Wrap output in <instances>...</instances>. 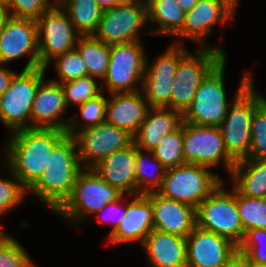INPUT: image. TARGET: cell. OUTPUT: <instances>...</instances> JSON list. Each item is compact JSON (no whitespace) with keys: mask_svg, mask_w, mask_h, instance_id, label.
<instances>
[{"mask_svg":"<svg viewBox=\"0 0 266 267\" xmlns=\"http://www.w3.org/2000/svg\"><path fill=\"white\" fill-rule=\"evenodd\" d=\"M66 134L54 128L16 130L7 148L11 174L29 189L48 167L49 152Z\"/></svg>","mask_w":266,"mask_h":267,"instance_id":"6da1fadb","label":"cell"},{"mask_svg":"<svg viewBox=\"0 0 266 267\" xmlns=\"http://www.w3.org/2000/svg\"><path fill=\"white\" fill-rule=\"evenodd\" d=\"M76 144L66 134L49 152L48 167L28 189L56 211L71 195L76 176L81 171Z\"/></svg>","mask_w":266,"mask_h":267,"instance_id":"7a4b0ae2","label":"cell"},{"mask_svg":"<svg viewBox=\"0 0 266 267\" xmlns=\"http://www.w3.org/2000/svg\"><path fill=\"white\" fill-rule=\"evenodd\" d=\"M245 74L230 113L227 111L225 119L218 126L225 150L235 162L249 157L253 114L266 100L255 93L251 75Z\"/></svg>","mask_w":266,"mask_h":267,"instance_id":"3957f363","label":"cell"},{"mask_svg":"<svg viewBox=\"0 0 266 267\" xmlns=\"http://www.w3.org/2000/svg\"><path fill=\"white\" fill-rule=\"evenodd\" d=\"M207 168L185 163L166 169L162 184L156 192L196 209L222 182Z\"/></svg>","mask_w":266,"mask_h":267,"instance_id":"277c9868","label":"cell"},{"mask_svg":"<svg viewBox=\"0 0 266 267\" xmlns=\"http://www.w3.org/2000/svg\"><path fill=\"white\" fill-rule=\"evenodd\" d=\"M88 170L78 173L71 195L55 211L73 222L80 218L83 220L86 212L104 211L108 203L124 195L117 188L106 183L93 168Z\"/></svg>","mask_w":266,"mask_h":267,"instance_id":"5b68a950","label":"cell"},{"mask_svg":"<svg viewBox=\"0 0 266 267\" xmlns=\"http://www.w3.org/2000/svg\"><path fill=\"white\" fill-rule=\"evenodd\" d=\"M223 183L196 208V225L230 240L237 247L244 237L236 204V189L225 192Z\"/></svg>","mask_w":266,"mask_h":267,"instance_id":"8992f818","label":"cell"},{"mask_svg":"<svg viewBox=\"0 0 266 267\" xmlns=\"http://www.w3.org/2000/svg\"><path fill=\"white\" fill-rule=\"evenodd\" d=\"M223 58L202 80L190 106L183 113V122L195 125L219 126L227 115Z\"/></svg>","mask_w":266,"mask_h":267,"instance_id":"52a82bcc","label":"cell"},{"mask_svg":"<svg viewBox=\"0 0 266 267\" xmlns=\"http://www.w3.org/2000/svg\"><path fill=\"white\" fill-rule=\"evenodd\" d=\"M197 53V56L187 53L179 61L168 108L184 113L202 80L226 57L224 50L217 47H208Z\"/></svg>","mask_w":266,"mask_h":267,"instance_id":"ba28073f","label":"cell"},{"mask_svg":"<svg viewBox=\"0 0 266 267\" xmlns=\"http://www.w3.org/2000/svg\"><path fill=\"white\" fill-rule=\"evenodd\" d=\"M46 68L37 67L15 74L8 89L0 97V120L12 131L29 128L36 90L43 81Z\"/></svg>","mask_w":266,"mask_h":267,"instance_id":"9c48e42d","label":"cell"},{"mask_svg":"<svg viewBox=\"0 0 266 267\" xmlns=\"http://www.w3.org/2000/svg\"><path fill=\"white\" fill-rule=\"evenodd\" d=\"M77 122L69 121L66 132L71 135L78 145L79 160L93 159L87 169L93 168L113 152L128 147L133 142V136L126 130L103 122L101 124L75 131ZM78 132V133H77ZM95 158V159H94Z\"/></svg>","mask_w":266,"mask_h":267,"instance_id":"30bf717a","label":"cell"},{"mask_svg":"<svg viewBox=\"0 0 266 267\" xmlns=\"http://www.w3.org/2000/svg\"><path fill=\"white\" fill-rule=\"evenodd\" d=\"M183 157L185 163L209 168L218 165L220 160L224 159L229 172L236 164L226 152L223 137L217 126L183 122Z\"/></svg>","mask_w":266,"mask_h":267,"instance_id":"8fae6325","label":"cell"},{"mask_svg":"<svg viewBox=\"0 0 266 267\" xmlns=\"http://www.w3.org/2000/svg\"><path fill=\"white\" fill-rule=\"evenodd\" d=\"M39 67L47 68L50 59L75 49L80 35L67 12L53 5L37 20ZM76 33V34H75ZM75 34V35H74ZM42 38V39H41Z\"/></svg>","mask_w":266,"mask_h":267,"instance_id":"7c38bea8","label":"cell"},{"mask_svg":"<svg viewBox=\"0 0 266 267\" xmlns=\"http://www.w3.org/2000/svg\"><path fill=\"white\" fill-rule=\"evenodd\" d=\"M110 61L105 77L108 90L112 93L136 92L131 88L142 80L146 58L140 41L110 44Z\"/></svg>","mask_w":266,"mask_h":267,"instance_id":"4fadbf2b","label":"cell"},{"mask_svg":"<svg viewBox=\"0 0 266 267\" xmlns=\"http://www.w3.org/2000/svg\"><path fill=\"white\" fill-rule=\"evenodd\" d=\"M146 20V5L122 2L103 11L94 36L107 45L139 41L136 33Z\"/></svg>","mask_w":266,"mask_h":267,"instance_id":"5bb4252c","label":"cell"},{"mask_svg":"<svg viewBox=\"0 0 266 267\" xmlns=\"http://www.w3.org/2000/svg\"><path fill=\"white\" fill-rule=\"evenodd\" d=\"M176 46H170L150 68L146 66V60L142 85L147 104L151 108L169 106L179 61L188 53L181 44Z\"/></svg>","mask_w":266,"mask_h":267,"instance_id":"9a60e30c","label":"cell"},{"mask_svg":"<svg viewBox=\"0 0 266 267\" xmlns=\"http://www.w3.org/2000/svg\"><path fill=\"white\" fill-rule=\"evenodd\" d=\"M32 54L24 70L39 67L37 21L10 17L0 33V64Z\"/></svg>","mask_w":266,"mask_h":267,"instance_id":"2e32d148","label":"cell"},{"mask_svg":"<svg viewBox=\"0 0 266 267\" xmlns=\"http://www.w3.org/2000/svg\"><path fill=\"white\" fill-rule=\"evenodd\" d=\"M187 267H226L237 246L197 225L186 237Z\"/></svg>","mask_w":266,"mask_h":267,"instance_id":"e0dca14e","label":"cell"},{"mask_svg":"<svg viewBox=\"0 0 266 267\" xmlns=\"http://www.w3.org/2000/svg\"><path fill=\"white\" fill-rule=\"evenodd\" d=\"M153 207L154 229L186 238L196 226L193 206L165 198L156 191L147 193Z\"/></svg>","mask_w":266,"mask_h":267,"instance_id":"ac0fdd59","label":"cell"},{"mask_svg":"<svg viewBox=\"0 0 266 267\" xmlns=\"http://www.w3.org/2000/svg\"><path fill=\"white\" fill-rule=\"evenodd\" d=\"M66 108L61 84L57 81L47 83L42 81L35 93L31 109L32 125L29 124V128H54L66 131L69 122L59 121Z\"/></svg>","mask_w":266,"mask_h":267,"instance_id":"d6986e66","label":"cell"},{"mask_svg":"<svg viewBox=\"0 0 266 267\" xmlns=\"http://www.w3.org/2000/svg\"><path fill=\"white\" fill-rule=\"evenodd\" d=\"M135 162L136 146L132 142L128 147L102 159L93 169L106 183L121 193L128 192L136 196Z\"/></svg>","mask_w":266,"mask_h":267,"instance_id":"ffe728a7","label":"cell"},{"mask_svg":"<svg viewBox=\"0 0 266 267\" xmlns=\"http://www.w3.org/2000/svg\"><path fill=\"white\" fill-rule=\"evenodd\" d=\"M138 92L112 93L106 103L105 122L134 136L149 110L145 96Z\"/></svg>","mask_w":266,"mask_h":267,"instance_id":"44dd1931","label":"cell"},{"mask_svg":"<svg viewBox=\"0 0 266 267\" xmlns=\"http://www.w3.org/2000/svg\"><path fill=\"white\" fill-rule=\"evenodd\" d=\"M234 12L223 0H199L191 10L186 11L184 25L176 35L204 41L202 37L210 34L217 21L225 22L235 15Z\"/></svg>","mask_w":266,"mask_h":267,"instance_id":"7402d4cb","label":"cell"},{"mask_svg":"<svg viewBox=\"0 0 266 267\" xmlns=\"http://www.w3.org/2000/svg\"><path fill=\"white\" fill-rule=\"evenodd\" d=\"M167 109L166 107H149L150 111L148 110L144 121L133 136V142L138 149L152 151L166 134L177 130L183 124L182 112Z\"/></svg>","mask_w":266,"mask_h":267,"instance_id":"603a6c76","label":"cell"},{"mask_svg":"<svg viewBox=\"0 0 266 267\" xmlns=\"http://www.w3.org/2000/svg\"><path fill=\"white\" fill-rule=\"evenodd\" d=\"M154 229L153 207L147 194L138 196L126 207V215L119 227L110 233V241L115 243L144 239Z\"/></svg>","mask_w":266,"mask_h":267,"instance_id":"cb8c5ba5","label":"cell"},{"mask_svg":"<svg viewBox=\"0 0 266 267\" xmlns=\"http://www.w3.org/2000/svg\"><path fill=\"white\" fill-rule=\"evenodd\" d=\"M142 244L154 267H187L186 238L153 229Z\"/></svg>","mask_w":266,"mask_h":267,"instance_id":"d4e9b609","label":"cell"},{"mask_svg":"<svg viewBox=\"0 0 266 267\" xmlns=\"http://www.w3.org/2000/svg\"><path fill=\"white\" fill-rule=\"evenodd\" d=\"M242 169L246 172L243 170V173ZM231 174L236 182L235 189L241 195L266 198V159L245 158L237 161Z\"/></svg>","mask_w":266,"mask_h":267,"instance_id":"484cf974","label":"cell"},{"mask_svg":"<svg viewBox=\"0 0 266 267\" xmlns=\"http://www.w3.org/2000/svg\"><path fill=\"white\" fill-rule=\"evenodd\" d=\"M58 5L64 7L80 36L97 32L104 10L96 0H62Z\"/></svg>","mask_w":266,"mask_h":267,"instance_id":"4316f807","label":"cell"},{"mask_svg":"<svg viewBox=\"0 0 266 267\" xmlns=\"http://www.w3.org/2000/svg\"><path fill=\"white\" fill-rule=\"evenodd\" d=\"M185 13L177 0H151L147 4L148 20L160 25L156 34L175 36L184 25Z\"/></svg>","mask_w":266,"mask_h":267,"instance_id":"83f0119b","label":"cell"},{"mask_svg":"<svg viewBox=\"0 0 266 267\" xmlns=\"http://www.w3.org/2000/svg\"><path fill=\"white\" fill-rule=\"evenodd\" d=\"M77 40L79 47L76 44L75 49L86 65L87 76L104 78L110 61L109 45L94 35L79 36Z\"/></svg>","mask_w":266,"mask_h":267,"instance_id":"f1b7e54d","label":"cell"},{"mask_svg":"<svg viewBox=\"0 0 266 267\" xmlns=\"http://www.w3.org/2000/svg\"><path fill=\"white\" fill-rule=\"evenodd\" d=\"M236 204L244 232L266 229V198H251L236 190Z\"/></svg>","mask_w":266,"mask_h":267,"instance_id":"f546056e","label":"cell"},{"mask_svg":"<svg viewBox=\"0 0 266 267\" xmlns=\"http://www.w3.org/2000/svg\"><path fill=\"white\" fill-rule=\"evenodd\" d=\"M166 169L185 164L183 157V124L175 131L166 134L160 144L152 150Z\"/></svg>","mask_w":266,"mask_h":267,"instance_id":"4dcf8cb0","label":"cell"},{"mask_svg":"<svg viewBox=\"0 0 266 267\" xmlns=\"http://www.w3.org/2000/svg\"><path fill=\"white\" fill-rule=\"evenodd\" d=\"M151 153L152 158L156 162V168L159 173H156L154 177H148L147 171L145 169V157L143 154V150H140L136 147V162H135V178H136V195L138 194H147L150 192L157 191L161 184L162 180L165 176L166 168L163 164L154 157L152 151ZM151 185V186H150ZM157 187V189L153 188Z\"/></svg>","mask_w":266,"mask_h":267,"instance_id":"1f68e13d","label":"cell"},{"mask_svg":"<svg viewBox=\"0 0 266 267\" xmlns=\"http://www.w3.org/2000/svg\"><path fill=\"white\" fill-rule=\"evenodd\" d=\"M64 94L65 101L68 103L71 101L78 105L84 104L87 100L97 96L102 91V86L97 87L94 77L84 76L79 79L70 80L61 84Z\"/></svg>","mask_w":266,"mask_h":267,"instance_id":"d6a6232c","label":"cell"},{"mask_svg":"<svg viewBox=\"0 0 266 267\" xmlns=\"http://www.w3.org/2000/svg\"><path fill=\"white\" fill-rule=\"evenodd\" d=\"M248 158L266 159V100L253 114Z\"/></svg>","mask_w":266,"mask_h":267,"instance_id":"836d02e7","label":"cell"},{"mask_svg":"<svg viewBox=\"0 0 266 267\" xmlns=\"http://www.w3.org/2000/svg\"><path fill=\"white\" fill-rule=\"evenodd\" d=\"M24 248L12 237L0 232V267H34Z\"/></svg>","mask_w":266,"mask_h":267,"instance_id":"e575fe53","label":"cell"},{"mask_svg":"<svg viewBox=\"0 0 266 267\" xmlns=\"http://www.w3.org/2000/svg\"><path fill=\"white\" fill-rule=\"evenodd\" d=\"M55 58H57V72L61 81L57 83L62 84L70 80L87 76L86 65L76 49L58 55Z\"/></svg>","mask_w":266,"mask_h":267,"instance_id":"d590c367","label":"cell"},{"mask_svg":"<svg viewBox=\"0 0 266 267\" xmlns=\"http://www.w3.org/2000/svg\"><path fill=\"white\" fill-rule=\"evenodd\" d=\"M262 240L266 241V229L247 230L237 250L244 253L252 264H266V247L260 248Z\"/></svg>","mask_w":266,"mask_h":267,"instance_id":"8d00e7d4","label":"cell"},{"mask_svg":"<svg viewBox=\"0 0 266 267\" xmlns=\"http://www.w3.org/2000/svg\"><path fill=\"white\" fill-rule=\"evenodd\" d=\"M12 17L37 20L53 5L49 0H5Z\"/></svg>","mask_w":266,"mask_h":267,"instance_id":"74e56055","label":"cell"},{"mask_svg":"<svg viewBox=\"0 0 266 267\" xmlns=\"http://www.w3.org/2000/svg\"><path fill=\"white\" fill-rule=\"evenodd\" d=\"M14 178V182L0 179V215L18 205L27 191L19 179Z\"/></svg>","mask_w":266,"mask_h":267,"instance_id":"f35d334b","label":"cell"},{"mask_svg":"<svg viewBox=\"0 0 266 267\" xmlns=\"http://www.w3.org/2000/svg\"><path fill=\"white\" fill-rule=\"evenodd\" d=\"M106 103V98L100 93L80 105L81 118L85 119L87 122L81 129H86L105 122Z\"/></svg>","mask_w":266,"mask_h":267,"instance_id":"ab89813d","label":"cell"},{"mask_svg":"<svg viewBox=\"0 0 266 267\" xmlns=\"http://www.w3.org/2000/svg\"><path fill=\"white\" fill-rule=\"evenodd\" d=\"M226 267H253V264L244 253L237 250L228 260Z\"/></svg>","mask_w":266,"mask_h":267,"instance_id":"60d3db41","label":"cell"},{"mask_svg":"<svg viewBox=\"0 0 266 267\" xmlns=\"http://www.w3.org/2000/svg\"><path fill=\"white\" fill-rule=\"evenodd\" d=\"M15 74L16 73L12 72L11 70L2 68L0 66V97L8 89V87L11 83V80L13 79Z\"/></svg>","mask_w":266,"mask_h":267,"instance_id":"b9f144b4","label":"cell"},{"mask_svg":"<svg viewBox=\"0 0 266 267\" xmlns=\"http://www.w3.org/2000/svg\"><path fill=\"white\" fill-rule=\"evenodd\" d=\"M123 198V195L119 198V199H117V200H115V201H113V202H111V203H108L105 207H110L109 209H110V212L112 213V211H117V212H119L120 210H122V208H120V205H119V203H120V200ZM120 209V210H119ZM121 212V211H120ZM116 215V214H115ZM125 215H126V208H124V210H123V212H121V214H120V216H119V218L116 220V222H114L113 224H114V226H113V229H112V231H111V233L113 232V231H115L118 227H119V225H120V223H121V221L124 219V217H125Z\"/></svg>","mask_w":266,"mask_h":267,"instance_id":"7bdbcfd3","label":"cell"},{"mask_svg":"<svg viewBox=\"0 0 266 267\" xmlns=\"http://www.w3.org/2000/svg\"><path fill=\"white\" fill-rule=\"evenodd\" d=\"M11 15H9V10L5 3V0H0V33L3 31L7 21Z\"/></svg>","mask_w":266,"mask_h":267,"instance_id":"ee69618b","label":"cell"},{"mask_svg":"<svg viewBox=\"0 0 266 267\" xmlns=\"http://www.w3.org/2000/svg\"><path fill=\"white\" fill-rule=\"evenodd\" d=\"M96 2L103 10H105L122 3V0H96Z\"/></svg>","mask_w":266,"mask_h":267,"instance_id":"f6af8a7d","label":"cell"},{"mask_svg":"<svg viewBox=\"0 0 266 267\" xmlns=\"http://www.w3.org/2000/svg\"><path fill=\"white\" fill-rule=\"evenodd\" d=\"M181 8L186 12L191 10L199 0H177Z\"/></svg>","mask_w":266,"mask_h":267,"instance_id":"bcb514c9","label":"cell"},{"mask_svg":"<svg viewBox=\"0 0 266 267\" xmlns=\"http://www.w3.org/2000/svg\"><path fill=\"white\" fill-rule=\"evenodd\" d=\"M230 8H232L235 11V6L237 0H223Z\"/></svg>","mask_w":266,"mask_h":267,"instance_id":"7dc6e473","label":"cell"},{"mask_svg":"<svg viewBox=\"0 0 266 267\" xmlns=\"http://www.w3.org/2000/svg\"><path fill=\"white\" fill-rule=\"evenodd\" d=\"M122 2L145 5V0H122Z\"/></svg>","mask_w":266,"mask_h":267,"instance_id":"c3c4849f","label":"cell"},{"mask_svg":"<svg viewBox=\"0 0 266 267\" xmlns=\"http://www.w3.org/2000/svg\"><path fill=\"white\" fill-rule=\"evenodd\" d=\"M253 267H266V264H253Z\"/></svg>","mask_w":266,"mask_h":267,"instance_id":"681fc988","label":"cell"},{"mask_svg":"<svg viewBox=\"0 0 266 267\" xmlns=\"http://www.w3.org/2000/svg\"><path fill=\"white\" fill-rule=\"evenodd\" d=\"M151 0H145V5L147 6V4L150 2Z\"/></svg>","mask_w":266,"mask_h":267,"instance_id":"f907efd6","label":"cell"},{"mask_svg":"<svg viewBox=\"0 0 266 267\" xmlns=\"http://www.w3.org/2000/svg\"><path fill=\"white\" fill-rule=\"evenodd\" d=\"M62 0H56L55 2L58 4L59 2H61Z\"/></svg>","mask_w":266,"mask_h":267,"instance_id":"816d5d0a","label":"cell"}]
</instances>
